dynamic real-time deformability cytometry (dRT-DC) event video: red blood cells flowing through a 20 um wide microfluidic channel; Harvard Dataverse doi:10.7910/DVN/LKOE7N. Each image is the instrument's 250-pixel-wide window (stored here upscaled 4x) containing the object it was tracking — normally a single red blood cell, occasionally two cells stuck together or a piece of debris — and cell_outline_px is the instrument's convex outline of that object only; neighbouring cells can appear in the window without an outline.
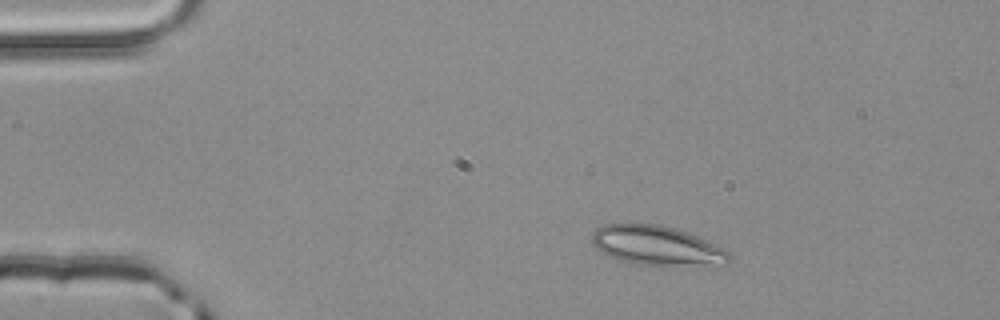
{"species": "common noctule bat (a hibernating species)", "species_latin": "Nyctalus noctula", "temperature_condition": "room temperature", "stored_images_in_passage": 3, "camera_frame_rate_fps": 3000, "um_per_image_px": 0.085, "animal": {"sex": "male", "body_mass_g": 20.4}, "frame": {"image": 1, "passage_image": 1, "time_ms": 0.0, "image_size_px": [1000, 320], "cell_outline_px": [[732, 256], [728, 264], [704, 268], [684, 268], [632, 264], [608, 256], [596, 248], [592, 244], [592, 232], [596, 228], [604, 224], [660, 224], [676, 228], [688, 232], [724, 248]], "centroid_in_image_um": [55.92, 20.94], "position_along_channel_um": 29.1, "area_um2": 32.95}}